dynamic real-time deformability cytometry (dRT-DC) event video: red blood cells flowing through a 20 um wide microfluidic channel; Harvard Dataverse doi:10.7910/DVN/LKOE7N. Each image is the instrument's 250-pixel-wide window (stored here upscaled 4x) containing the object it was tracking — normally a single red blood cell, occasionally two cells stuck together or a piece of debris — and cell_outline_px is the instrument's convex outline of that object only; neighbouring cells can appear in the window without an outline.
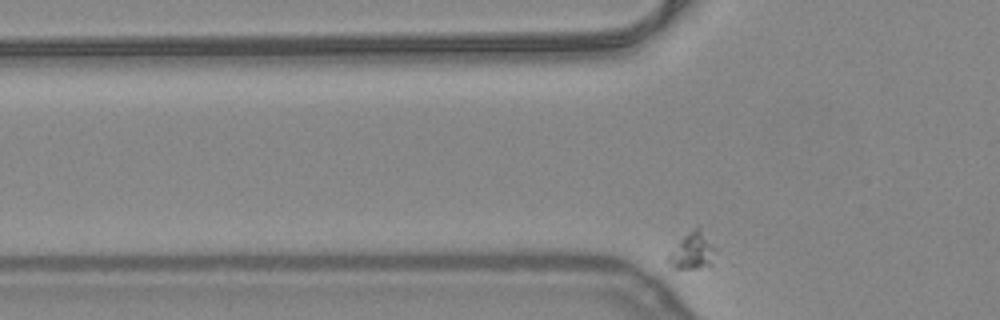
{"species": "common noctule bat (a hibernating species)", "species_latin": "Nyctalus noctula", "temperature_condition": "warm", "stored_images_in_passage": 34, "camera_frame_rate_fps": 3000, "um_per_image_px": 0.085, "animal": {"sex": "female", "body_mass_g": 24.6, "forearm_length_mm": 56.2}, "frame": {"image": 1, "passage_image": 4, "time_ms": 1.0, "image_size_px": [1000, 320], "cell_outline_px": [[720, 248], [712, 264], [696, 268], [672, 268], [664, 260], [668, 252], [688, 232], [696, 228], [700, 228]], "centroid_in_image_um": [58.89, 21.34], "position_along_channel_um": 66.9, "area_um2": 10.64}}